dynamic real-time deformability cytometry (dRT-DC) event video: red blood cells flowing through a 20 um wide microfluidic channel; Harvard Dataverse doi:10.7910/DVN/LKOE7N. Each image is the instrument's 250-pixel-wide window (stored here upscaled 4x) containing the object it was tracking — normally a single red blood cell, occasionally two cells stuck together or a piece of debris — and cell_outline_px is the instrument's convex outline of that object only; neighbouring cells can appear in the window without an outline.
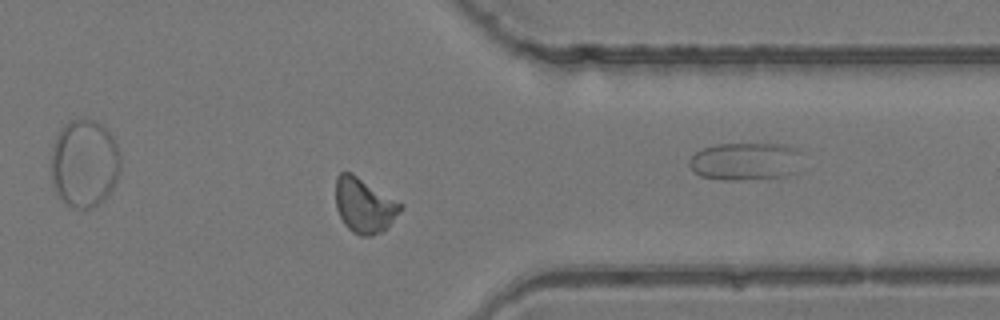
{"species": "common noctule bat (a hibernating species)", "species_latin": "Nyctalus noctula", "temperature_condition": "room temperature", "stored_images_in_passage": 37, "camera_frame_rate_fps": 3000, "um_per_image_px": 0.085, "animal": {"sex": "female", "body_mass_g": 24.6, "forearm_length_mm": 56.2}, "frame": {"image": 1, "passage_image": 27, "time_ms": 8.667, "image_size_px": [1000, 320], "cell_outline_px": [[404, 204], [392, 220], [380, 232], [372, 236], [360, 236], [352, 232], [344, 224], [336, 208], [336, 176], [340, 172], [352, 172]], "centroid_in_image_um": [30.93, 17.43], "position_along_channel_um": 380.5, "area_um2": 20.58}}